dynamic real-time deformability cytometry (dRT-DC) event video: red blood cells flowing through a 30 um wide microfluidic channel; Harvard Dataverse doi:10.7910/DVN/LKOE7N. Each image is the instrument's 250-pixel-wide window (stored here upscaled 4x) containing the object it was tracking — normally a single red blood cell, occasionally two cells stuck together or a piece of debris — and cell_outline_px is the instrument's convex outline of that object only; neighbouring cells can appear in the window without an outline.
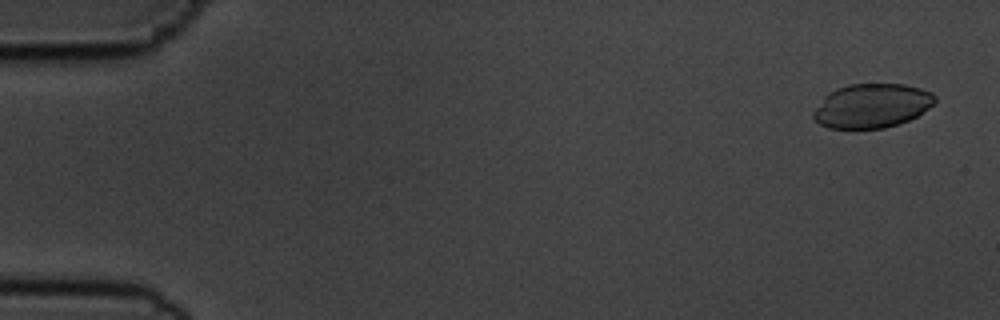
{"species": "common noctule bat (a hibernating species)", "species_latin": "Nyctalus noctula", "temperature_condition": "cold", "stored_images_in_passage": 56, "camera_frame_rate_fps": 3000, "um_per_image_px": 0.085, "animal": {"sex": "male", "body_mass_g": 19.5, "forearm_length_mm": 54.6}, "frame": {"image": 1, "passage_image": 3, "time_ms": 0.667, "image_size_px": [1000, 320], "cell_outline_px": [[936, 100], [928, 108], [916, 116], [908, 120], [884, 128], [828, 128], [820, 124], [812, 116], [812, 112], [824, 96], [828, 92], [836, 88], [848, 84], [904, 84], [920, 88], [932, 92], [936, 96]], "centroid_in_image_um": [74.08, 8.98], "position_along_channel_um": 10.9, "area_um2": 31.21}}